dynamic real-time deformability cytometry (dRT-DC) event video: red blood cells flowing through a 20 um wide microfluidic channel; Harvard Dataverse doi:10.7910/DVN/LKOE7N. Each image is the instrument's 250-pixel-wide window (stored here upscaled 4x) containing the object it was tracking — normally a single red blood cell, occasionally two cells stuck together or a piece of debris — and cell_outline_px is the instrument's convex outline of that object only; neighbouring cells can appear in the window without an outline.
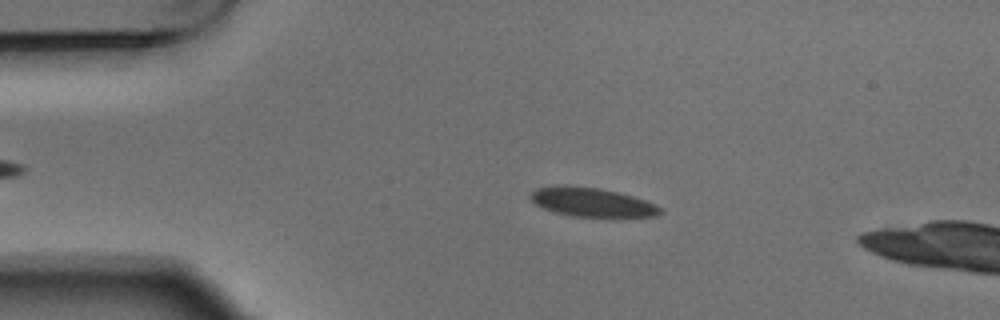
{"species": "Egyptian fruit bat (a non-hibernating species)", "species_latin": "Rousettus aegyptiacus", "temperature_condition": "warm", "stored_images_in_passage": 3, "camera_frame_rate_fps": 3000, "um_per_image_px": 0.085, "animal": {"sex": "male"}, "frame": {"image": 1, "passage_image": 2, "time_ms": 0.333, "image_size_px": [1000, 320], "cell_outline_px": [[664, 212], [656, 216], [572, 216], [552, 212], [536, 204], [528, 196], [536, 188], [600, 188], [632, 196], [656, 204]], "centroid_in_image_um": [50.36, 17.23], "position_along_channel_um": 34.6, "area_um2": 20.87}}